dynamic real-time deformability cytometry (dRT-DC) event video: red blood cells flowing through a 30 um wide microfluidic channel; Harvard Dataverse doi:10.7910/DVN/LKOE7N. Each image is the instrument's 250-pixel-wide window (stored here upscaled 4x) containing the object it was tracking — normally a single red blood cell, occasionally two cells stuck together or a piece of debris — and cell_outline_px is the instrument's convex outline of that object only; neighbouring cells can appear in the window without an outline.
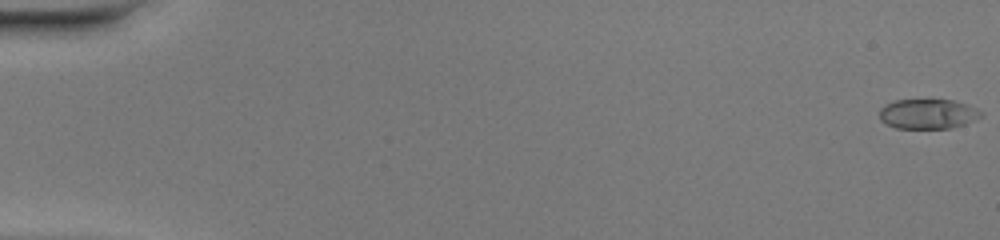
{"species": "common noctule bat (a hibernating species)", "species_latin": "Nyctalus noctula", "temperature_condition": "warm", "stored_images_in_passage": 51, "camera_frame_rate_fps": 3000, "um_per_image_px": 0.085, "animal": {"sex": "female", "body_mass_g": 20.0, "forearm_length_mm": 54.0}, "frame": {"image": 1, "passage_image": 1, "time_ms": 0.0, "image_size_px": [1000, 240], "cell_outline_px": [[984, 116], [964, 124], [952, 128], [896, 128], [884, 124], [880, 120], [880, 108], [884, 104], [896, 100], [952, 100], [968, 104], [984, 112]], "centroid_in_image_um": [78.88, 9.68], "position_along_channel_um": 6.1, "area_um2": 17.86}}
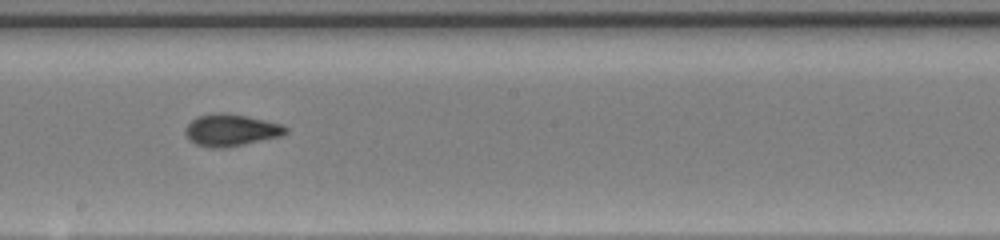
{"frame": {"image": 2, "passage_image": 30, "time_ms": 9.667, "image_size_px": [1000, 240], "cell_outline_px": [[288, 132], [280, 136], [244, 144], [224, 148], [208, 148], [196, 144], [188, 140], [184, 132], [184, 128], [196, 116], [216, 112], [224, 112], [248, 116], [284, 124], [288, 128]], "centroid_in_image_um": [19.61, 11.05], "position_along_channel_um": 228.6, "area_um2": 19.02}}
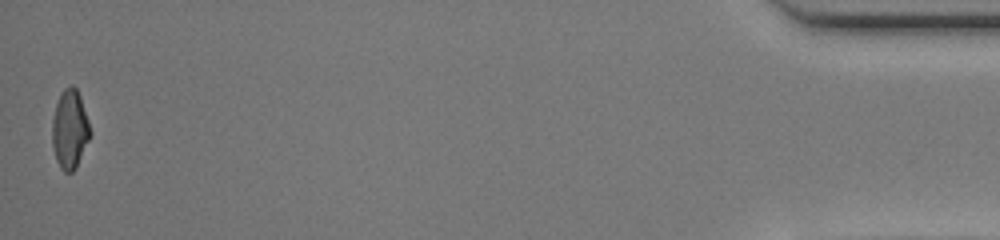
{"frame": {"image": 3, "passage_image": 51, "time_ms": 16.667, "image_size_px": [1000, 240], "cell_outline_px": [[92, 132], [76, 168], [72, 172], [64, 172], [60, 168], [56, 160], [52, 148], [52, 120], [56, 104], [60, 92], [64, 88], [72, 84], [76, 88], [80, 96]], "centroid_in_image_um": [5.92, 10.99], "position_along_channel_um": 429.3, "area_um2": 17.63}, "authors_computed_cell_mechanics": {"area_um2": 17.9758, "velocity_mm_per_s": 4.1345, "shape_relaxation_time_tau1_ms": 5.4595, "shape_relaxation_time_tau2_ms": 0.9998, "deformation_change_tau1": 0.2362, "deformation_change_tau2": 0.0722}}